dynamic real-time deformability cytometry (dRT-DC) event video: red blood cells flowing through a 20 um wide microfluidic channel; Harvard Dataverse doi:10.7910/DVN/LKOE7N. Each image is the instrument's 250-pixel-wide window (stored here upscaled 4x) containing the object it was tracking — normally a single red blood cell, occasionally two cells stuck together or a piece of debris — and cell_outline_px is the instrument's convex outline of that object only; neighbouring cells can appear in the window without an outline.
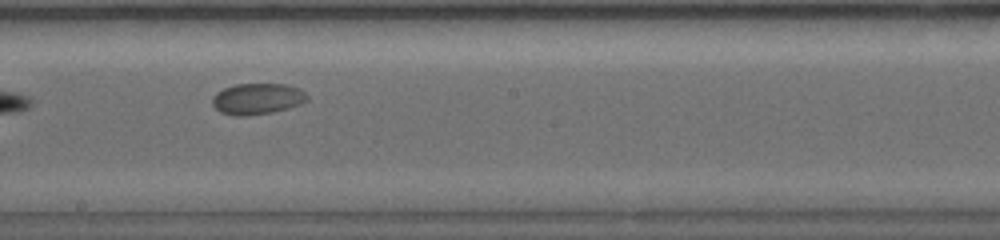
{"species": "common noctule bat (a hibernating species)", "species_latin": "Nyctalus noctula", "temperature_condition": "warm", "stored_images_in_passage": 12, "camera_frame_rate_fps": 5000, "um_per_image_px": 0.085, "animal": {"sex": "female", "body_mass_g": 19.0, "forearm_length_mm": 56.7}, "frame": {"image": 1, "passage_image": 7, "time_ms": 4.8, "image_size_px": [1000, 240], "cell_outline_px": [[308, 100], [300, 104], [288, 108], [272, 112], [244, 116], [236, 116], [220, 112], [212, 104], [212, 96], [216, 92], [224, 88], [236, 84], [284, 84], [300, 88], [308, 96]], "centroid_in_image_um": [21.86, 8.39], "position_along_channel_um": 226.3, "area_um2": 17.22}}